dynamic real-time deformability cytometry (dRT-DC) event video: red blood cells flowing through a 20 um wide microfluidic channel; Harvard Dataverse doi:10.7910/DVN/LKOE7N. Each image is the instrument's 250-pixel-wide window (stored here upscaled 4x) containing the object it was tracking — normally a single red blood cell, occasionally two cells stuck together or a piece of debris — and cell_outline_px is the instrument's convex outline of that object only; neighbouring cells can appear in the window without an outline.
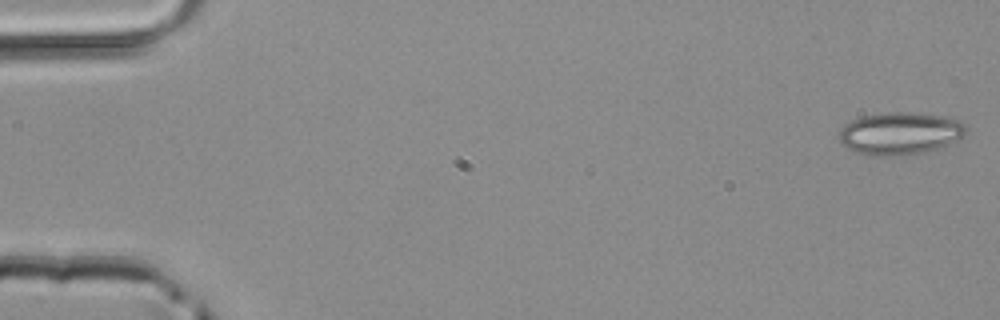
{"species": "common noctule bat (a hibernating species)", "species_latin": "Nyctalus noctula", "temperature_condition": "room temperature", "stored_images_in_passage": 48, "camera_frame_rate_fps": 3000, "um_per_image_px": 0.085, "animal": {"sex": "male", "body_mass_g": 20.4}, "frame": {"image": 1, "passage_image": 1, "time_ms": 0.0, "image_size_px": [1000, 320], "cell_outline_px": [[968, 132], [948, 144], [936, 148], [920, 152], [900, 156], [868, 156], [852, 152], [840, 144], [840, 128], [844, 124], [852, 120], [864, 116], [888, 112], [908, 112], [944, 116], [960, 120], [968, 128]], "centroid_in_image_um": [76.46, 11.35], "position_along_channel_um": 8.5, "area_um2": 31.56}}
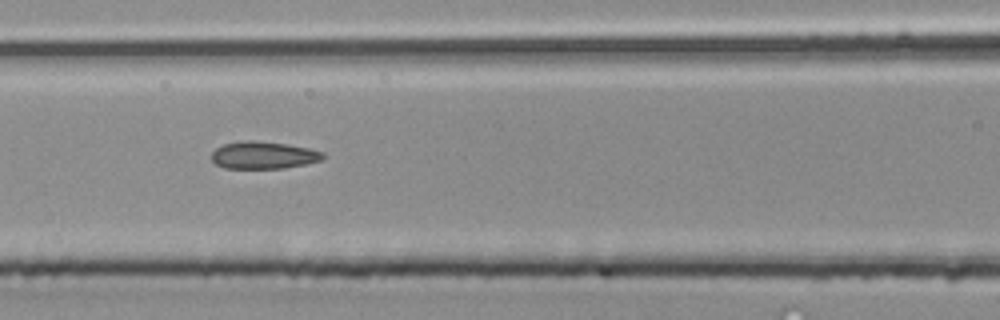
{"frame": {"image": 2, "passage_image": 21, "time_ms": 6.667, "image_size_px": [1000, 320], "cell_outline_px": [[324, 156], [320, 160], [304, 164], [284, 168], [224, 168], [216, 164], [212, 160], [212, 152], [216, 148], [224, 144], [244, 140], [252, 140], [288, 144], [308, 148], [324, 152]], "centroid_in_image_um": [22.37, 13.18], "position_along_channel_um": 144.2, "area_um2": 17.63}}
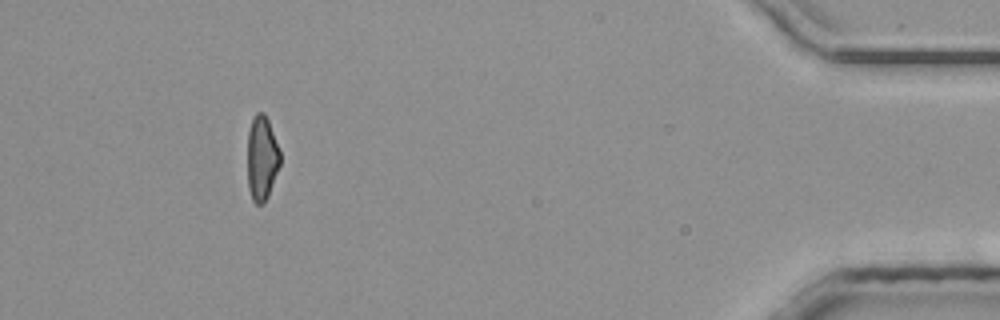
{"frame": {"image": 3, "passage_image": 44, "time_ms": 14.333, "image_size_px": [1000, 320], "cell_outline_px": [[280, 164], [268, 196], [264, 204], [256, 204], [252, 200], [248, 188], [248, 132], [252, 116], [256, 112], [264, 112], [268, 120], [280, 148]], "centroid_in_image_um": [22.26, 13.42], "position_along_channel_um": 412.9, "area_um2": 16.3}}